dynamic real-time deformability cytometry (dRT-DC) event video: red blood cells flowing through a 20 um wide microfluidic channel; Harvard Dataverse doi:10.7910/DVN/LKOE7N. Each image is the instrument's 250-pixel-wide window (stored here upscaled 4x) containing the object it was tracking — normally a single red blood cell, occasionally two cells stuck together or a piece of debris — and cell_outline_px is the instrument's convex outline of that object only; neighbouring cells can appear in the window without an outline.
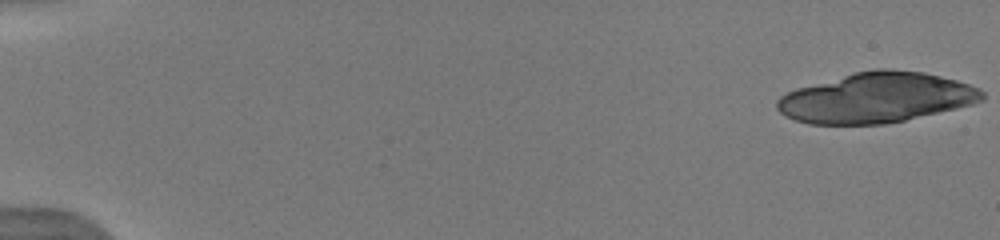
{"species": "human", "species_latin": "Homo sapiens", "temperature_condition": "warm", "stored_images_in_passage": 36, "camera_frame_rate_fps": 3000, "um_per_image_px": 0.085, "donor": {"sex": "male"}, "frame": {"image": 1, "passage_image": 1, "time_ms": 0.0, "image_size_px": [1000, 240], "cell_outline_px": [[984, 100], [972, 104], [956, 108], [888, 124], [808, 124], [784, 116], [776, 108], [776, 100], [780, 96], [796, 88], [856, 72], [876, 68], [892, 68], [924, 72], [956, 80], [980, 88], [984, 92]], "centroid_in_image_um": [74.49, 8.3], "position_along_channel_um": 10.5, "area_um2": 60.0}}